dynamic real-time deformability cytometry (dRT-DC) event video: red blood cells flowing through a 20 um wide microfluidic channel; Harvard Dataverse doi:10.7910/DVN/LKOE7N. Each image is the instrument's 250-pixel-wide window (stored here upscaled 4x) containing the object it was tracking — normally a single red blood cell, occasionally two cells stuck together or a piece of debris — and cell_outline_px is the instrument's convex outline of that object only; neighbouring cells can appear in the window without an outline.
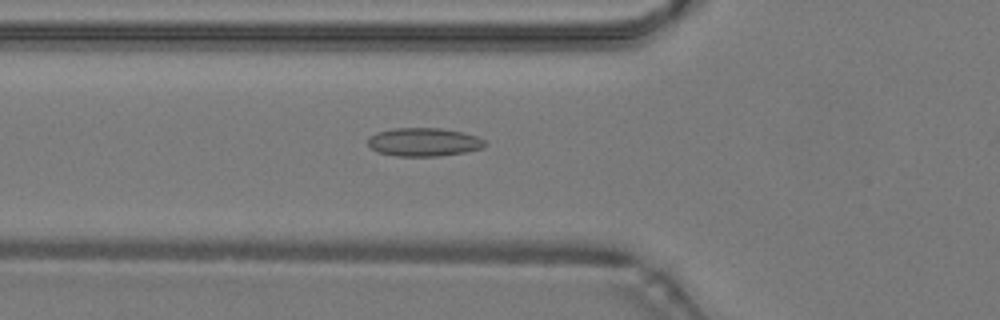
{"species": "common noctule bat (a hibernating species)", "species_latin": "Nyctalus noctula", "temperature_condition": "warm", "stored_images_in_passage": 49, "camera_frame_rate_fps": 3000, "um_per_image_px": 0.085, "animal": {"sex": "male", "body_mass_g": 19.2, "forearm_length_mm": 51.8}, "frame": {"image": 1, "passage_image": 18, "time_ms": 5.667, "image_size_px": [1000, 320], "cell_outline_px": [[488, 144], [480, 148], [464, 152], [440, 156], [396, 156], [380, 152], [372, 148], [368, 144], [368, 136], [376, 132], [392, 128], [440, 128], [460, 132], [476, 136], [484, 140]], "centroid_in_image_um": [35.99, 12.07], "position_along_channel_um": 89.8, "area_um2": 19.25}}
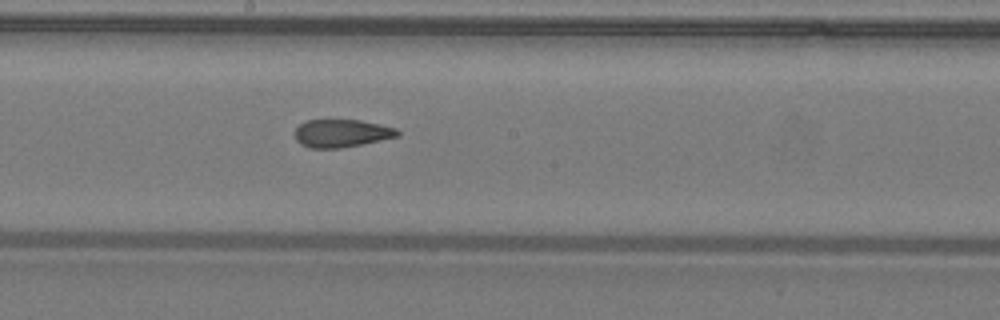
{"frame": {"image": 2, "passage_image": 27, "time_ms": 8.667, "image_size_px": [1000, 320], "cell_outline_px": [[400, 136], [340, 148], [308, 148], [300, 144], [296, 140], [296, 128], [300, 124], [308, 120], [360, 120], [380, 124], [396, 128], [400, 132]], "centroid_in_image_um": [29.04, 11.33], "position_along_channel_um": 219.2, "area_um2": 16.59}}
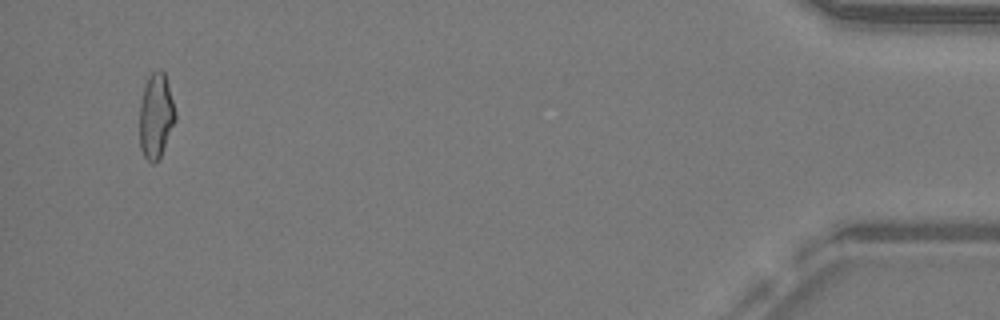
{"frame": {"image": 3, "passage_image": 47, "time_ms": 15.333, "image_size_px": [1000, 320], "cell_outline_px": [[176, 120], [160, 156], [152, 164], [144, 156], [140, 148], [140, 104], [144, 88], [152, 72], [160, 68], [164, 72], [176, 112]], "centroid_in_image_um": [13.26, 9.85], "position_along_channel_um": 421.9, "area_um2": 17.4}, "authors_computed_cell_mechanics": {"area_um2": 17.918, "velocity_mm_per_s": 4.2815, "shape_relaxation_time_tau1_ms": null, "shape_relaxation_time_tau2_ms": 2.5816, "deformation_change_tau1": null, "deformation_change_tau2": 0.1077}}